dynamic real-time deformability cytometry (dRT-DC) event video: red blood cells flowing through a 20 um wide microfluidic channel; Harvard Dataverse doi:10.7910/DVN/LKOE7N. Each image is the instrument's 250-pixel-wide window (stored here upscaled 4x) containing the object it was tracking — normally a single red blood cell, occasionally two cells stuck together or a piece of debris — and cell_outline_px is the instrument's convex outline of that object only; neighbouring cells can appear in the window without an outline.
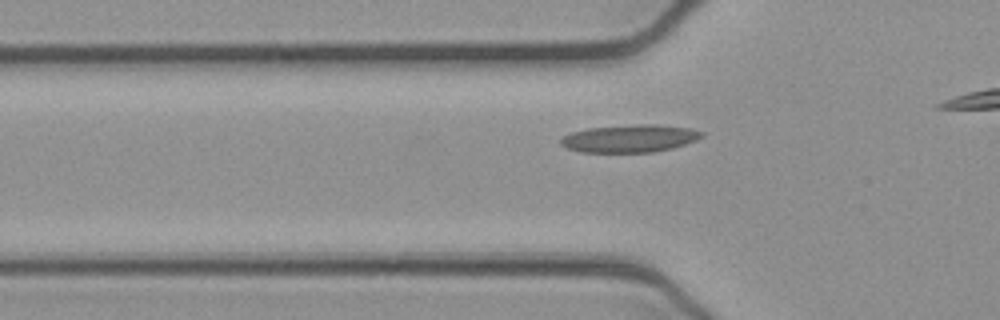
{"species": "common noctule bat (a hibernating species)", "species_latin": "Nyctalus noctula", "temperature_condition": "cold", "stored_images_in_passage": 32, "camera_frame_rate_fps": 3000, "um_per_image_px": 0.085, "animal": {"sex": "female", "body_mass_g": 21.9}, "frame": {"image": 1, "passage_image": 10, "time_ms": 3.0, "image_size_px": [1000, 320], "cell_outline_px": [[704, 136], [696, 140], [672, 148], [652, 152], [580, 152], [568, 148], [560, 144], [560, 140], [564, 136], [572, 132], [588, 128], [640, 124], [656, 124], [692, 128], [704, 132]], "centroid_in_image_um": [53.56, 11.76], "position_along_channel_um": 72.2, "area_um2": 22.66}}
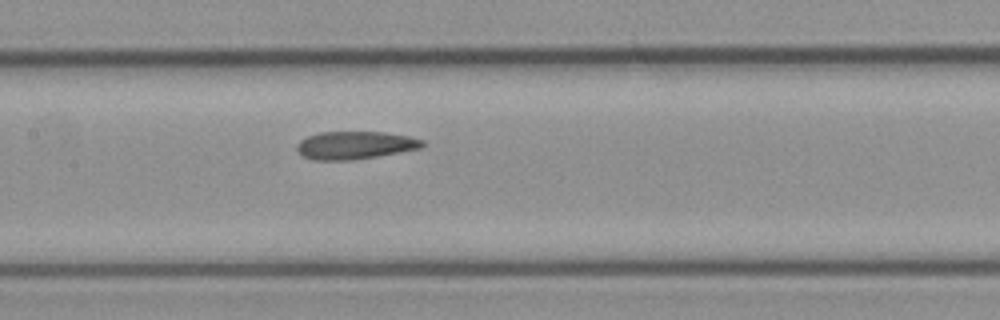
{"frame": {"image": 2, "passage_image": 18, "time_ms": 5.667, "image_size_px": [1000, 320], "cell_outline_px": [[424, 148], [352, 160], [312, 160], [304, 156], [296, 148], [296, 144], [300, 140], [308, 136], [320, 132], [384, 132], [408, 136], [424, 140]], "centroid_in_image_um": [30.19, 12.34], "position_along_channel_um": 177.2, "area_um2": 20.35}}
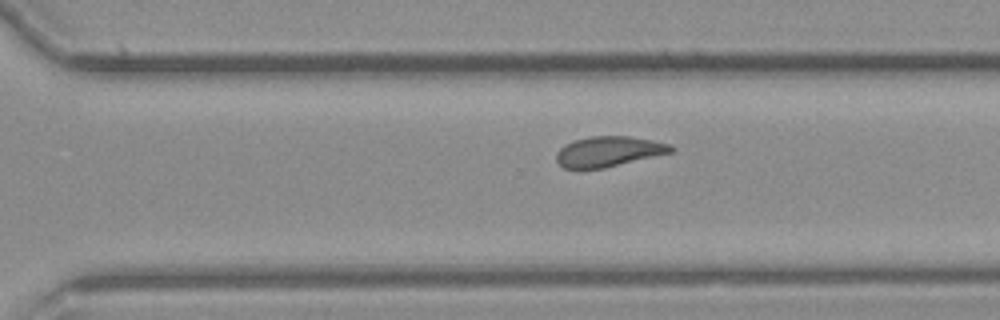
{"frame": {"image": 3, "passage_image": 29, "time_ms": 9.333, "image_size_px": [1000, 320], "cell_outline_px": [[676, 148], [672, 152], [604, 168], [564, 168], [556, 160], [556, 152], [564, 144], [572, 140], [592, 136], [628, 136], [652, 140], [668, 144]], "centroid_in_image_um": [51.71, 12.87], "position_along_channel_um": 318.9, "area_um2": 20.11}}